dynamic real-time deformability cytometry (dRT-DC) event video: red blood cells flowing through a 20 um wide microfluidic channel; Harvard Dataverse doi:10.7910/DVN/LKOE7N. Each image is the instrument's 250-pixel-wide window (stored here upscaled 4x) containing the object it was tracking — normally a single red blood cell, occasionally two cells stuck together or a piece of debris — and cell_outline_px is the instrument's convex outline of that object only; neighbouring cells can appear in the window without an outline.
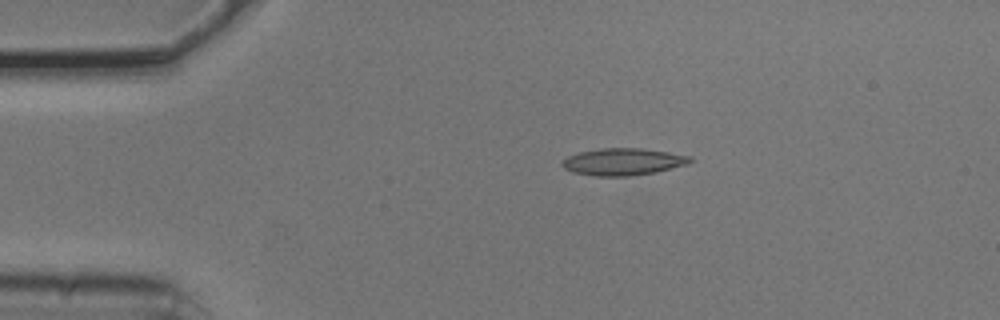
{"species": "common noctule bat (a hibernating species)", "species_latin": "Nyctalus noctula", "temperature_condition": "cold", "stored_images_in_passage": 4, "camera_frame_rate_fps": 3000, "um_per_image_px": 0.085, "animal": {"sex": "male", "body_mass_g": 20.5, "forearm_length_mm": 52.5}, "frame": {"image": 1, "passage_image": 1, "time_ms": 0.0, "image_size_px": [1000, 320], "cell_outline_px": [[692, 160], [688, 164], [656, 172], [628, 176], [596, 176], [572, 172], [564, 168], [560, 164], [568, 156], [580, 152], [600, 148], [640, 148], [668, 152], [692, 156]], "centroid_in_image_um": [52.96, 13.75], "position_along_channel_um": 32.0, "area_um2": 20.11}}
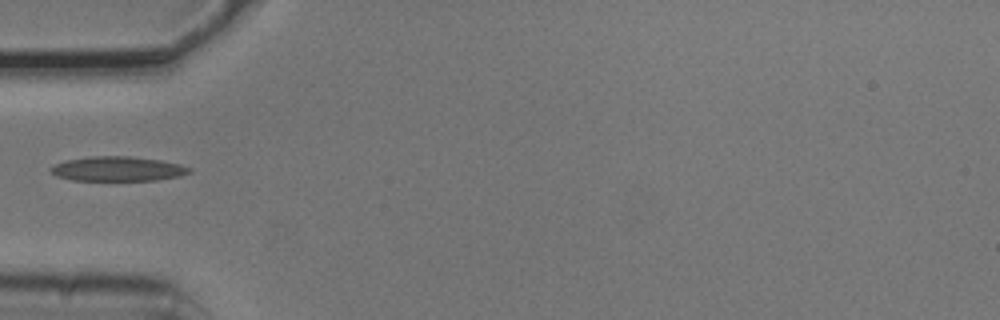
{"frame": {"image": 2, "passage_image": 3, "time_ms": 0.667, "image_size_px": [1000, 320], "cell_outline_px": [[192, 172], [180, 176], [156, 180], [72, 180], [56, 176], [48, 168], [64, 160], [92, 156], [132, 156], [160, 160], [180, 164], [192, 168]], "centroid_in_image_um": [10.02, 14.34], "position_along_channel_um": 75.0, "area_um2": 19.94}}
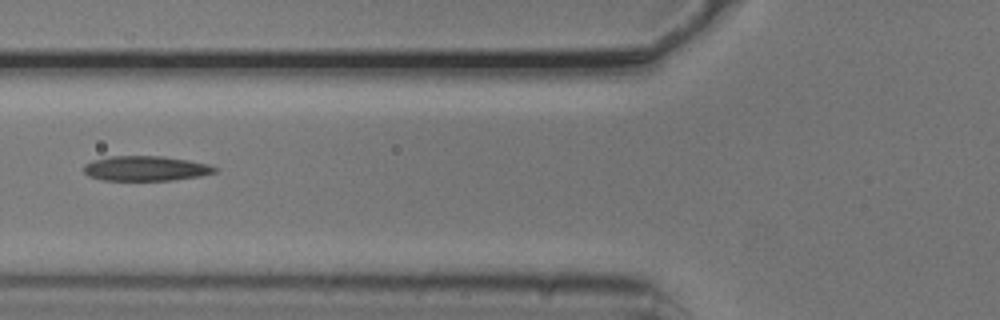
{"frame": {"image": 3, "passage_image": 4, "time_ms": 1.0, "image_size_px": [1000, 320], "cell_outline_px": [[220, 168], [216, 172], [200, 176], [172, 180], [104, 180], [88, 176], [84, 172], [84, 164], [92, 160], [112, 156], [160, 156], [188, 160], [208, 164]], "centroid_in_image_um": [12.4, 14.31], "position_along_channel_um": 113.4, "area_um2": 19.02}}